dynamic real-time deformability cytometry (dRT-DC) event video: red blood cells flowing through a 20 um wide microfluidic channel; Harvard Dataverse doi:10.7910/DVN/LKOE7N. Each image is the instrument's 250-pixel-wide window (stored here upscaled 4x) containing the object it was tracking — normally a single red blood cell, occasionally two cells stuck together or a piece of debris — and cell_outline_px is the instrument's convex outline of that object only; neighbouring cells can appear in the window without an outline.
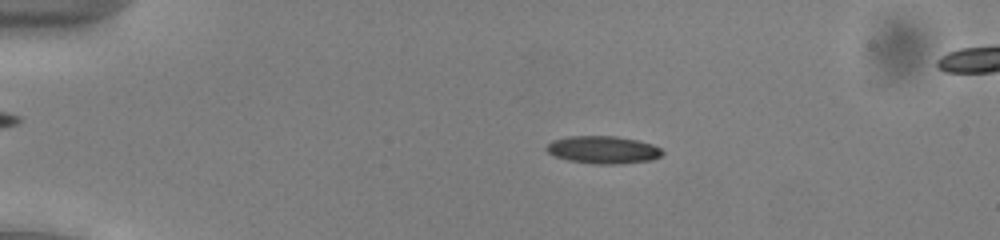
{"species": "common noctule bat (a hibernating species)", "species_latin": "Nyctalus noctula", "temperature_condition": "cold", "stored_images_in_passage": 52, "camera_frame_rate_fps": 3000, "um_per_image_px": 0.085, "animal": {"sex": "male", "body_mass_g": 13.0, "forearm_length_mm": 53.1}, "frame": {"image": 1, "passage_image": 11, "time_ms": 3.333, "image_size_px": [1000, 240], "cell_outline_px": [[664, 152], [660, 156], [652, 160], [616, 164], [596, 164], [568, 160], [556, 156], [548, 152], [544, 148], [552, 140], [568, 136], [616, 136], [636, 140], [652, 144], [660, 148]], "centroid_in_image_um": [51.25, 12.73], "position_along_channel_um": 33.7, "area_um2": 18.55}}
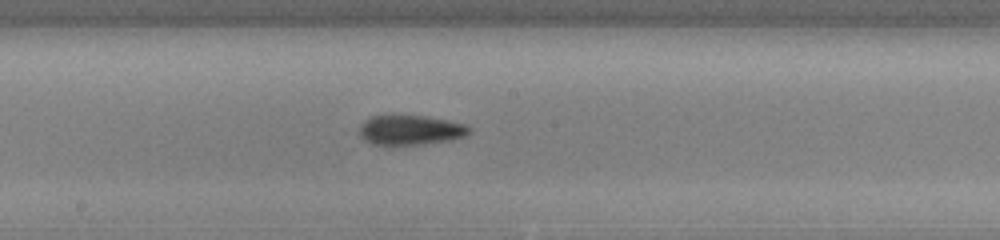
{"frame": {"image": 2, "passage_image": 29, "time_ms": 9.333, "image_size_px": [1000, 240], "cell_outline_px": [[472, 132], [468, 136], [452, 140], [424, 144], [388, 148], [368, 144], [360, 136], [360, 124], [364, 120], [372, 116], [424, 116], [464, 124], [472, 128]], "centroid_in_image_um": [34.85, 11.12], "position_along_channel_um": 213.3, "area_um2": 19.83}}
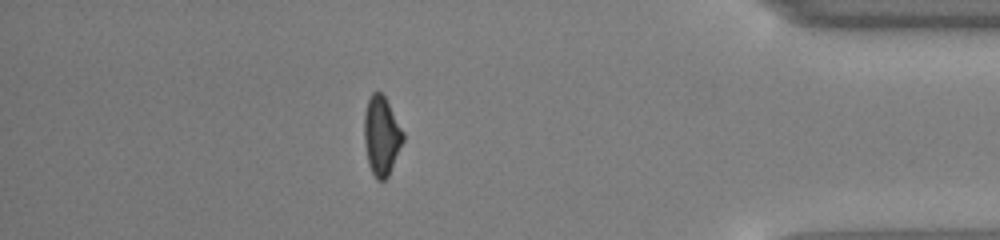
{"frame": {"image": 3, "passage_image": 46, "time_ms": 15.0, "image_size_px": [1000, 240], "cell_outline_px": [[404, 140], [388, 176], [384, 180], [376, 180], [368, 164], [364, 144], [364, 112], [368, 100], [372, 92], [380, 92], [384, 96], [404, 132]], "centroid_in_image_um": [32.41, 11.55], "position_along_channel_um": 402.8, "area_um2": 17.86}, "authors_computed_cell_mechanics": {"area_um2": 18.4093, "velocity_mm_per_s": 3.965, "shape_relaxation_time_tau1_ms": 4.6788, "shape_relaxation_time_tau2_ms": 4.9088, "deformation_change_tau1": 0.1431, "deformation_change_tau2": 0.1078}}